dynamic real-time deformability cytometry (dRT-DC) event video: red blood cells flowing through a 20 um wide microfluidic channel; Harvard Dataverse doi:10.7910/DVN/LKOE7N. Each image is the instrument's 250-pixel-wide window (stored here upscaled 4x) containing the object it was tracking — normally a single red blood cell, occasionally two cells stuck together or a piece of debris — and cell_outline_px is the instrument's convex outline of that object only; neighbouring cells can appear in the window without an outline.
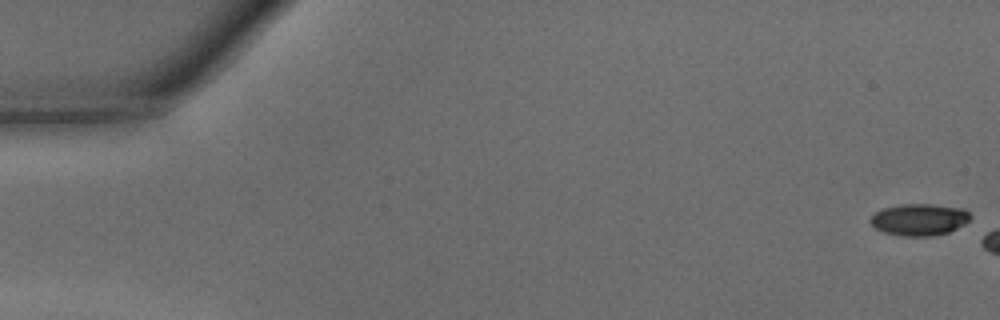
{"species": "common noctule bat (a hibernating species)", "species_latin": "Nyctalus noctula", "temperature_condition": "warm", "stored_images_in_passage": 6, "camera_frame_rate_fps": 3000, "um_per_image_px": 0.085, "animal": {"sex": "male", "body_mass_g": 15.6}, "frame": {"image": 1, "passage_image": 1, "time_ms": 0.0, "image_size_px": [1000, 320], "cell_outline_px": [[972, 216], [964, 224], [948, 232], [932, 236], [900, 236], [884, 232], [876, 228], [868, 220], [876, 212], [884, 208], [900, 204], [932, 204], [964, 208]], "centroid_in_image_um": [78.14, 18.66], "position_along_channel_um": 6.9, "area_um2": 18.5}}